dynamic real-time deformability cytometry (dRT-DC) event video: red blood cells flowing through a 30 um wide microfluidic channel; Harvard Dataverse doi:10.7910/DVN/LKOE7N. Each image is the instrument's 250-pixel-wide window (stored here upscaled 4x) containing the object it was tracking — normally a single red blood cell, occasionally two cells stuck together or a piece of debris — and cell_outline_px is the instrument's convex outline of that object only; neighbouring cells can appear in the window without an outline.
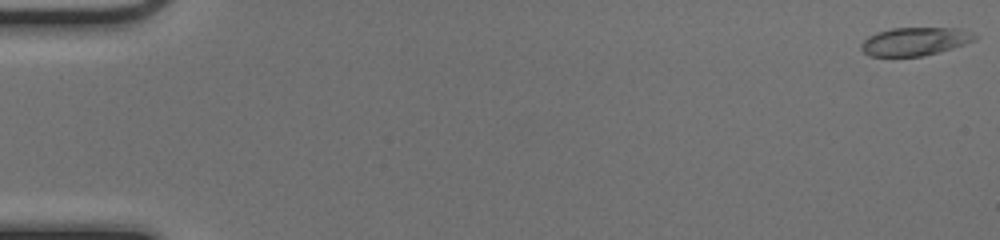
{"species": "common noctule bat (a hibernating species)", "species_latin": "Nyctalus noctula", "temperature_condition": "cold", "stored_images_in_passage": 51, "camera_frame_rate_fps": 3000, "um_per_image_px": 0.085, "animal": {"sex": "female", "body_mass_g": 17.0, "forearm_length_mm": 48.0}, "frame": {"image": 1, "passage_image": 1, "time_ms": 0.0, "image_size_px": [1000, 240], "cell_outline_px": [[980, 36], [976, 40], [940, 52], [924, 56], [868, 56], [860, 48], [860, 44], [868, 36], [876, 32], [892, 28], [956, 28], [972, 32]], "centroid_in_image_um": [77.78, 3.52], "position_along_channel_um": 7.2, "area_um2": 18.84}}
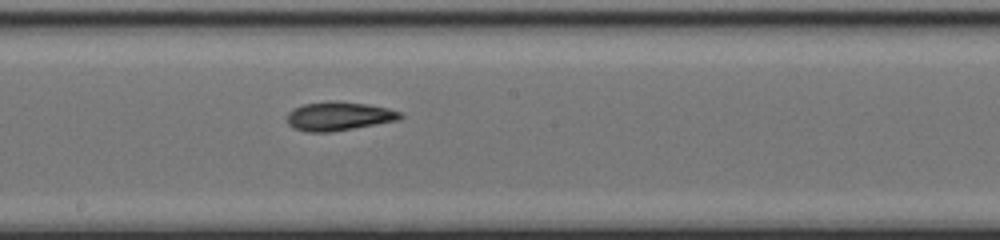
{"frame": {"image": 2, "passage_image": 29, "time_ms": 9.333, "image_size_px": [1000, 240], "cell_outline_px": [[404, 116], [400, 120], [332, 132], [308, 132], [292, 128], [288, 124], [288, 112], [292, 108], [304, 104], [328, 100], [332, 100], [368, 104], [388, 108], [400, 112]], "centroid_in_image_um": [28.79, 9.87], "position_along_channel_um": 219.4, "area_um2": 19.25}}
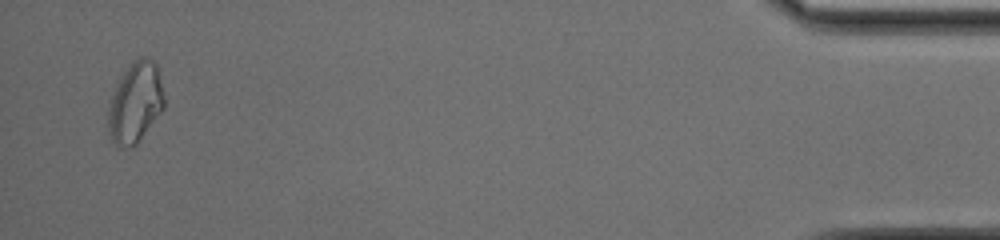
{"frame": {"image": 3, "passage_image": 50, "time_ms": 16.333, "image_size_px": [1000, 240], "cell_outline_px": [[164, 108], [136, 144], [128, 148], [120, 148], [112, 140], [108, 128], [108, 108], [116, 84], [120, 76], [132, 60], [140, 56], [148, 56], [156, 64], [164, 92]], "centroid_in_image_um": [11.5, 8.69], "position_along_channel_um": 423.7, "area_um2": 26.36}, "authors_computed_cell_mechanics": {"area_um2": 18.9006, "velocity_mm_per_s": 4.089, "shape_relaxation_time_tau1_ms": null, "shape_relaxation_time_tau2_ms": 2.0209, "deformation_change_tau1": null, "deformation_change_tau2": 0.0849}}